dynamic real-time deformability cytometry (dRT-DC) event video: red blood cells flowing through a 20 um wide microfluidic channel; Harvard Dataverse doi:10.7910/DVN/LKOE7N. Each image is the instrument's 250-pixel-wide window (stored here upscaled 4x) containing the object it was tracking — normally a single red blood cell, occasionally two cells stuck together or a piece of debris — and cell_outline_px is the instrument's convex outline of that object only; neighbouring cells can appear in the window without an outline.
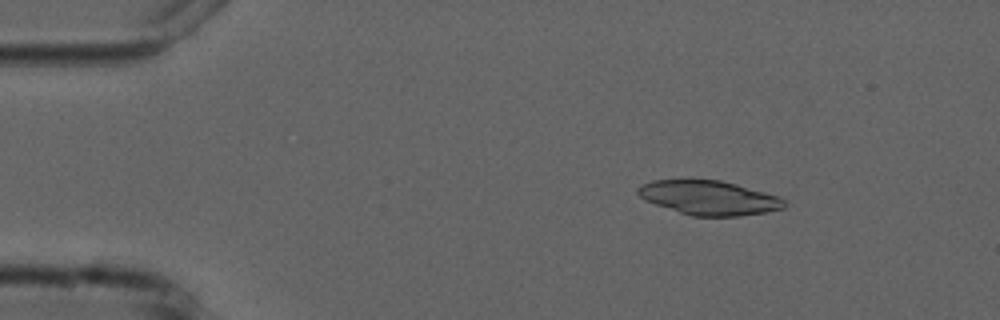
{"species": "common noctule bat (a hibernating species)", "species_latin": "Nyctalus noctula", "temperature_condition": "cold", "stored_images_in_passage": 6, "camera_frame_rate_fps": 3000, "um_per_image_px": 0.085, "animal": {"sex": "male", "forearm_length_mm": 52.5}, "frame": {"image": 1, "passage_image": 3, "time_ms": 2.333, "image_size_px": [1000, 320], "cell_outline_px": [[788, 204], [784, 208], [764, 212], [736, 216], [692, 216], [644, 200], [636, 192], [636, 188], [652, 180], [720, 180], [736, 184], [780, 196]], "centroid_in_image_um": [60.28, 16.81], "position_along_channel_um": 24.7, "area_um2": 29.02}}